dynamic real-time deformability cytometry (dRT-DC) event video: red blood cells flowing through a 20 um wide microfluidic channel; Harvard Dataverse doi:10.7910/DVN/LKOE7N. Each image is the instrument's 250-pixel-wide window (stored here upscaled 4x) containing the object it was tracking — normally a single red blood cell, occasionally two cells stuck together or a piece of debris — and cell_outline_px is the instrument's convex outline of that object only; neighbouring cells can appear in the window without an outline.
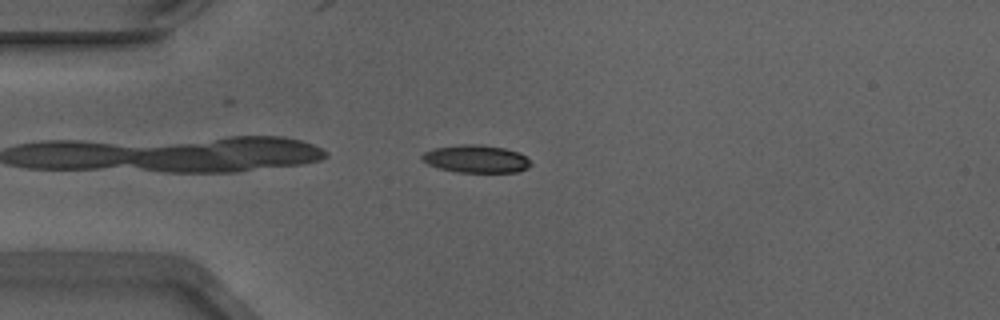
{"species": "Egyptian fruit bat (a non-hibernating species)", "species_latin": "Rousettus aegyptiacus", "temperature_condition": "warm", "stored_images_in_passage": 42, "camera_frame_rate_fps": 3000, "um_per_image_px": 0.085, "animal": {"sex": "male"}, "frame": {"image": 1, "passage_image": 3, "time_ms": 0.667, "image_size_px": [1000, 320], "cell_outline_px": [[532, 164], [528, 168], [516, 172], [456, 172], [440, 168], [428, 164], [420, 160], [420, 156], [424, 152], [432, 148], [460, 144], [480, 144], [504, 148], [516, 152], [524, 156]], "centroid_in_image_um": [40.41, 13.5], "position_along_channel_um": 44.6, "area_um2": 17.57}}
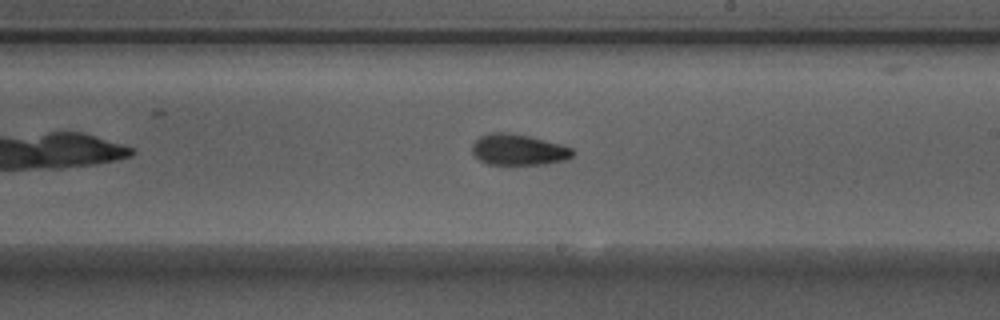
{"frame": {"image": 2, "passage_image": 20, "time_ms": 6.333, "image_size_px": [1000, 320], "cell_outline_px": [[572, 156], [564, 160], [544, 164], [488, 164], [480, 160], [472, 152], [472, 144], [480, 136], [488, 132], [508, 132], [528, 136], [560, 144], [572, 148]], "centroid_in_image_um": [44.02, 12.71], "position_along_channel_um": 245.0, "area_um2": 17.98}}
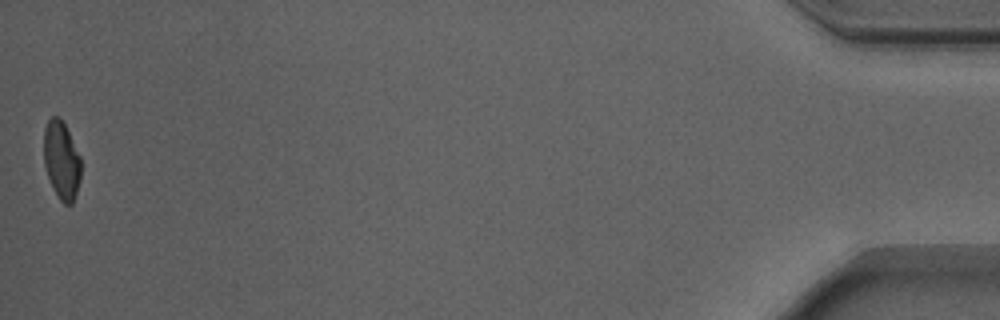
{"frame": {"image": 3, "passage_image": 42, "time_ms": 13.667, "image_size_px": [1000, 320], "cell_outline_px": [[80, 180], [72, 204], [64, 204], [60, 200], [52, 188], [44, 164], [44, 128], [48, 120], [52, 116], [60, 116], [80, 156]], "centroid_in_image_um": [5.21, 13.62], "position_along_channel_um": 430.0, "area_um2": 16.76}, "authors_computed_cell_mechanics": {"area_um2": 18.0336, "velocity_mm_per_s": 3.9003, "shape_relaxation_time_tau1_ms": 5.9027, "shape_relaxation_time_tau2_ms": 4.1194, "deformation_change_tau1": 0.2064, "deformation_change_tau2": 0.0992}}